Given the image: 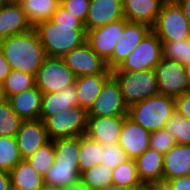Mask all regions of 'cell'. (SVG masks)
I'll return each mask as SVG.
<instances>
[{
    "label": "cell",
    "mask_w": 190,
    "mask_h": 190,
    "mask_svg": "<svg viewBox=\"0 0 190 190\" xmlns=\"http://www.w3.org/2000/svg\"><path fill=\"white\" fill-rule=\"evenodd\" d=\"M34 29L48 57L63 58L87 40L84 23L60 4L51 19L38 23Z\"/></svg>",
    "instance_id": "1"
},
{
    "label": "cell",
    "mask_w": 190,
    "mask_h": 190,
    "mask_svg": "<svg viewBox=\"0 0 190 190\" xmlns=\"http://www.w3.org/2000/svg\"><path fill=\"white\" fill-rule=\"evenodd\" d=\"M0 50L11 70L26 72L33 76H36L47 57L34 27L24 33L1 39Z\"/></svg>",
    "instance_id": "2"
},
{
    "label": "cell",
    "mask_w": 190,
    "mask_h": 190,
    "mask_svg": "<svg viewBox=\"0 0 190 190\" xmlns=\"http://www.w3.org/2000/svg\"><path fill=\"white\" fill-rule=\"evenodd\" d=\"M174 112V98L156 94L128 107L127 116L152 132L163 129Z\"/></svg>",
    "instance_id": "3"
},
{
    "label": "cell",
    "mask_w": 190,
    "mask_h": 190,
    "mask_svg": "<svg viewBox=\"0 0 190 190\" xmlns=\"http://www.w3.org/2000/svg\"><path fill=\"white\" fill-rule=\"evenodd\" d=\"M112 76L120 86L127 107L158 94V82L154 69L133 72L112 70Z\"/></svg>",
    "instance_id": "4"
},
{
    "label": "cell",
    "mask_w": 190,
    "mask_h": 190,
    "mask_svg": "<svg viewBox=\"0 0 190 190\" xmlns=\"http://www.w3.org/2000/svg\"><path fill=\"white\" fill-rule=\"evenodd\" d=\"M152 31L161 42L190 38V27L182 8L176 1L167 0L158 14Z\"/></svg>",
    "instance_id": "5"
},
{
    "label": "cell",
    "mask_w": 190,
    "mask_h": 190,
    "mask_svg": "<svg viewBox=\"0 0 190 190\" xmlns=\"http://www.w3.org/2000/svg\"><path fill=\"white\" fill-rule=\"evenodd\" d=\"M88 111L80 106L49 116L44 120L49 140L85 135Z\"/></svg>",
    "instance_id": "6"
},
{
    "label": "cell",
    "mask_w": 190,
    "mask_h": 190,
    "mask_svg": "<svg viewBox=\"0 0 190 190\" xmlns=\"http://www.w3.org/2000/svg\"><path fill=\"white\" fill-rule=\"evenodd\" d=\"M75 74L66 66L63 58L46 57L35 76V85L43 93L60 92L75 84Z\"/></svg>",
    "instance_id": "7"
},
{
    "label": "cell",
    "mask_w": 190,
    "mask_h": 190,
    "mask_svg": "<svg viewBox=\"0 0 190 190\" xmlns=\"http://www.w3.org/2000/svg\"><path fill=\"white\" fill-rule=\"evenodd\" d=\"M162 59V42L151 30L138 46L113 70L141 71L154 69Z\"/></svg>",
    "instance_id": "8"
},
{
    "label": "cell",
    "mask_w": 190,
    "mask_h": 190,
    "mask_svg": "<svg viewBox=\"0 0 190 190\" xmlns=\"http://www.w3.org/2000/svg\"><path fill=\"white\" fill-rule=\"evenodd\" d=\"M158 82V94L176 98L190 92L185 66L177 61L162 58L154 67Z\"/></svg>",
    "instance_id": "9"
},
{
    "label": "cell",
    "mask_w": 190,
    "mask_h": 190,
    "mask_svg": "<svg viewBox=\"0 0 190 190\" xmlns=\"http://www.w3.org/2000/svg\"><path fill=\"white\" fill-rule=\"evenodd\" d=\"M128 107L124 103L120 86L111 76L103 85L102 90L91 108L88 117L127 116Z\"/></svg>",
    "instance_id": "10"
},
{
    "label": "cell",
    "mask_w": 190,
    "mask_h": 190,
    "mask_svg": "<svg viewBox=\"0 0 190 190\" xmlns=\"http://www.w3.org/2000/svg\"><path fill=\"white\" fill-rule=\"evenodd\" d=\"M128 22L129 21L123 18L87 30L86 42L91 46L93 51L106 62L112 56L118 39Z\"/></svg>",
    "instance_id": "11"
},
{
    "label": "cell",
    "mask_w": 190,
    "mask_h": 190,
    "mask_svg": "<svg viewBox=\"0 0 190 190\" xmlns=\"http://www.w3.org/2000/svg\"><path fill=\"white\" fill-rule=\"evenodd\" d=\"M63 60L76 77L103 74L108 69L106 62L93 51L87 42L68 52Z\"/></svg>",
    "instance_id": "12"
},
{
    "label": "cell",
    "mask_w": 190,
    "mask_h": 190,
    "mask_svg": "<svg viewBox=\"0 0 190 190\" xmlns=\"http://www.w3.org/2000/svg\"><path fill=\"white\" fill-rule=\"evenodd\" d=\"M151 30L152 27L145 23L128 22L118 39L112 56L106 61L107 68L110 70L117 68Z\"/></svg>",
    "instance_id": "13"
},
{
    "label": "cell",
    "mask_w": 190,
    "mask_h": 190,
    "mask_svg": "<svg viewBox=\"0 0 190 190\" xmlns=\"http://www.w3.org/2000/svg\"><path fill=\"white\" fill-rule=\"evenodd\" d=\"M150 134L151 132L126 116L118 145L123 149L128 159L136 160L149 148Z\"/></svg>",
    "instance_id": "14"
},
{
    "label": "cell",
    "mask_w": 190,
    "mask_h": 190,
    "mask_svg": "<svg viewBox=\"0 0 190 190\" xmlns=\"http://www.w3.org/2000/svg\"><path fill=\"white\" fill-rule=\"evenodd\" d=\"M49 141L42 119L23 121L16 135L17 147L22 159H28Z\"/></svg>",
    "instance_id": "15"
},
{
    "label": "cell",
    "mask_w": 190,
    "mask_h": 190,
    "mask_svg": "<svg viewBox=\"0 0 190 190\" xmlns=\"http://www.w3.org/2000/svg\"><path fill=\"white\" fill-rule=\"evenodd\" d=\"M125 117H88L85 135L102 145L118 143Z\"/></svg>",
    "instance_id": "16"
},
{
    "label": "cell",
    "mask_w": 190,
    "mask_h": 190,
    "mask_svg": "<svg viewBox=\"0 0 190 190\" xmlns=\"http://www.w3.org/2000/svg\"><path fill=\"white\" fill-rule=\"evenodd\" d=\"M123 18L122 0H90L84 26L87 31Z\"/></svg>",
    "instance_id": "17"
},
{
    "label": "cell",
    "mask_w": 190,
    "mask_h": 190,
    "mask_svg": "<svg viewBox=\"0 0 190 190\" xmlns=\"http://www.w3.org/2000/svg\"><path fill=\"white\" fill-rule=\"evenodd\" d=\"M32 28L18 2H5L0 6V40Z\"/></svg>",
    "instance_id": "18"
},
{
    "label": "cell",
    "mask_w": 190,
    "mask_h": 190,
    "mask_svg": "<svg viewBox=\"0 0 190 190\" xmlns=\"http://www.w3.org/2000/svg\"><path fill=\"white\" fill-rule=\"evenodd\" d=\"M167 0H122L123 15L129 22L145 23L153 27Z\"/></svg>",
    "instance_id": "19"
},
{
    "label": "cell",
    "mask_w": 190,
    "mask_h": 190,
    "mask_svg": "<svg viewBox=\"0 0 190 190\" xmlns=\"http://www.w3.org/2000/svg\"><path fill=\"white\" fill-rule=\"evenodd\" d=\"M43 93L34 87L8 98L13 111L23 120L40 119Z\"/></svg>",
    "instance_id": "20"
},
{
    "label": "cell",
    "mask_w": 190,
    "mask_h": 190,
    "mask_svg": "<svg viewBox=\"0 0 190 190\" xmlns=\"http://www.w3.org/2000/svg\"><path fill=\"white\" fill-rule=\"evenodd\" d=\"M190 175V144H175L163 155V179Z\"/></svg>",
    "instance_id": "21"
},
{
    "label": "cell",
    "mask_w": 190,
    "mask_h": 190,
    "mask_svg": "<svg viewBox=\"0 0 190 190\" xmlns=\"http://www.w3.org/2000/svg\"><path fill=\"white\" fill-rule=\"evenodd\" d=\"M74 106H79L75 84L60 92L43 94L40 119L44 121L47 117L69 110Z\"/></svg>",
    "instance_id": "22"
},
{
    "label": "cell",
    "mask_w": 190,
    "mask_h": 190,
    "mask_svg": "<svg viewBox=\"0 0 190 190\" xmlns=\"http://www.w3.org/2000/svg\"><path fill=\"white\" fill-rule=\"evenodd\" d=\"M111 76L112 70L107 69L103 74L76 77L75 87L77 90L79 106L88 111L100 94L104 83Z\"/></svg>",
    "instance_id": "23"
},
{
    "label": "cell",
    "mask_w": 190,
    "mask_h": 190,
    "mask_svg": "<svg viewBox=\"0 0 190 190\" xmlns=\"http://www.w3.org/2000/svg\"><path fill=\"white\" fill-rule=\"evenodd\" d=\"M11 186L20 190H38L44 183L39 174L27 159H22L9 172Z\"/></svg>",
    "instance_id": "24"
},
{
    "label": "cell",
    "mask_w": 190,
    "mask_h": 190,
    "mask_svg": "<svg viewBox=\"0 0 190 190\" xmlns=\"http://www.w3.org/2000/svg\"><path fill=\"white\" fill-rule=\"evenodd\" d=\"M142 183L163 179V154L148 148L136 160Z\"/></svg>",
    "instance_id": "25"
},
{
    "label": "cell",
    "mask_w": 190,
    "mask_h": 190,
    "mask_svg": "<svg viewBox=\"0 0 190 190\" xmlns=\"http://www.w3.org/2000/svg\"><path fill=\"white\" fill-rule=\"evenodd\" d=\"M52 141L55 152L54 163L58 166L79 167L80 136Z\"/></svg>",
    "instance_id": "26"
},
{
    "label": "cell",
    "mask_w": 190,
    "mask_h": 190,
    "mask_svg": "<svg viewBox=\"0 0 190 190\" xmlns=\"http://www.w3.org/2000/svg\"><path fill=\"white\" fill-rule=\"evenodd\" d=\"M18 3L32 27L51 19L60 4L57 0H19Z\"/></svg>",
    "instance_id": "27"
},
{
    "label": "cell",
    "mask_w": 190,
    "mask_h": 190,
    "mask_svg": "<svg viewBox=\"0 0 190 190\" xmlns=\"http://www.w3.org/2000/svg\"><path fill=\"white\" fill-rule=\"evenodd\" d=\"M102 156V144L86 135L80 136L79 171L80 174L95 165H99Z\"/></svg>",
    "instance_id": "28"
},
{
    "label": "cell",
    "mask_w": 190,
    "mask_h": 190,
    "mask_svg": "<svg viewBox=\"0 0 190 190\" xmlns=\"http://www.w3.org/2000/svg\"><path fill=\"white\" fill-rule=\"evenodd\" d=\"M112 182L113 184L123 186L128 189H132L140 186L142 183L136 161L133 159H127L125 162L120 163L112 170Z\"/></svg>",
    "instance_id": "29"
},
{
    "label": "cell",
    "mask_w": 190,
    "mask_h": 190,
    "mask_svg": "<svg viewBox=\"0 0 190 190\" xmlns=\"http://www.w3.org/2000/svg\"><path fill=\"white\" fill-rule=\"evenodd\" d=\"M34 86L35 76L26 72L11 70L2 83V91L4 97L8 99L10 96L17 95Z\"/></svg>",
    "instance_id": "30"
},
{
    "label": "cell",
    "mask_w": 190,
    "mask_h": 190,
    "mask_svg": "<svg viewBox=\"0 0 190 190\" xmlns=\"http://www.w3.org/2000/svg\"><path fill=\"white\" fill-rule=\"evenodd\" d=\"M44 182L57 186H67L80 180L79 167L58 166L54 163L43 176Z\"/></svg>",
    "instance_id": "31"
},
{
    "label": "cell",
    "mask_w": 190,
    "mask_h": 190,
    "mask_svg": "<svg viewBox=\"0 0 190 190\" xmlns=\"http://www.w3.org/2000/svg\"><path fill=\"white\" fill-rule=\"evenodd\" d=\"M80 180L91 190H99L112 184V169L99 164L80 174Z\"/></svg>",
    "instance_id": "32"
},
{
    "label": "cell",
    "mask_w": 190,
    "mask_h": 190,
    "mask_svg": "<svg viewBox=\"0 0 190 190\" xmlns=\"http://www.w3.org/2000/svg\"><path fill=\"white\" fill-rule=\"evenodd\" d=\"M23 120L13 111L8 99L0 102V136L16 137Z\"/></svg>",
    "instance_id": "33"
},
{
    "label": "cell",
    "mask_w": 190,
    "mask_h": 190,
    "mask_svg": "<svg viewBox=\"0 0 190 190\" xmlns=\"http://www.w3.org/2000/svg\"><path fill=\"white\" fill-rule=\"evenodd\" d=\"M21 160L16 137L0 136V169L10 172Z\"/></svg>",
    "instance_id": "34"
},
{
    "label": "cell",
    "mask_w": 190,
    "mask_h": 190,
    "mask_svg": "<svg viewBox=\"0 0 190 190\" xmlns=\"http://www.w3.org/2000/svg\"><path fill=\"white\" fill-rule=\"evenodd\" d=\"M162 58L186 65L190 63V38L162 42Z\"/></svg>",
    "instance_id": "35"
},
{
    "label": "cell",
    "mask_w": 190,
    "mask_h": 190,
    "mask_svg": "<svg viewBox=\"0 0 190 190\" xmlns=\"http://www.w3.org/2000/svg\"><path fill=\"white\" fill-rule=\"evenodd\" d=\"M54 158L53 141L50 140L44 146L38 148L27 160L39 174L44 176L54 164Z\"/></svg>",
    "instance_id": "36"
},
{
    "label": "cell",
    "mask_w": 190,
    "mask_h": 190,
    "mask_svg": "<svg viewBox=\"0 0 190 190\" xmlns=\"http://www.w3.org/2000/svg\"><path fill=\"white\" fill-rule=\"evenodd\" d=\"M176 139V144H190V120L176 111L164 127Z\"/></svg>",
    "instance_id": "37"
},
{
    "label": "cell",
    "mask_w": 190,
    "mask_h": 190,
    "mask_svg": "<svg viewBox=\"0 0 190 190\" xmlns=\"http://www.w3.org/2000/svg\"><path fill=\"white\" fill-rule=\"evenodd\" d=\"M100 164L114 169L120 163L125 162L128 157L118 143L102 145V156Z\"/></svg>",
    "instance_id": "38"
},
{
    "label": "cell",
    "mask_w": 190,
    "mask_h": 190,
    "mask_svg": "<svg viewBox=\"0 0 190 190\" xmlns=\"http://www.w3.org/2000/svg\"><path fill=\"white\" fill-rule=\"evenodd\" d=\"M176 144V139L165 128L152 131L150 134L149 148L162 153L168 152Z\"/></svg>",
    "instance_id": "39"
},
{
    "label": "cell",
    "mask_w": 190,
    "mask_h": 190,
    "mask_svg": "<svg viewBox=\"0 0 190 190\" xmlns=\"http://www.w3.org/2000/svg\"><path fill=\"white\" fill-rule=\"evenodd\" d=\"M60 5L85 23L90 7V0H65Z\"/></svg>",
    "instance_id": "40"
},
{
    "label": "cell",
    "mask_w": 190,
    "mask_h": 190,
    "mask_svg": "<svg viewBox=\"0 0 190 190\" xmlns=\"http://www.w3.org/2000/svg\"><path fill=\"white\" fill-rule=\"evenodd\" d=\"M174 101L175 111L190 120V92L177 96Z\"/></svg>",
    "instance_id": "41"
},
{
    "label": "cell",
    "mask_w": 190,
    "mask_h": 190,
    "mask_svg": "<svg viewBox=\"0 0 190 190\" xmlns=\"http://www.w3.org/2000/svg\"><path fill=\"white\" fill-rule=\"evenodd\" d=\"M173 190H190V175L168 180Z\"/></svg>",
    "instance_id": "42"
},
{
    "label": "cell",
    "mask_w": 190,
    "mask_h": 190,
    "mask_svg": "<svg viewBox=\"0 0 190 190\" xmlns=\"http://www.w3.org/2000/svg\"><path fill=\"white\" fill-rule=\"evenodd\" d=\"M149 190H173L168 180H156L145 183Z\"/></svg>",
    "instance_id": "43"
},
{
    "label": "cell",
    "mask_w": 190,
    "mask_h": 190,
    "mask_svg": "<svg viewBox=\"0 0 190 190\" xmlns=\"http://www.w3.org/2000/svg\"><path fill=\"white\" fill-rule=\"evenodd\" d=\"M11 68L4 57V54L0 50V83L2 84L5 80V78L10 74Z\"/></svg>",
    "instance_id": "44"
},
{
    "label": "cell",
    "mask_w": 190,
    "mask_h": 190,
    "mask_svg": "<svg viewBox=\"0 0 190 190\" xmlns=\"http://www.w3.org/2000/svg\"><path fill=\"white\" fill-rule=\"evenodd\" d=\"M10 186L11 182L9 172L0 169V190H8Z\"/></svg>",
    "instance_id": "45"
},
{
    "label": "cell",
    "mask_w": 190,
    "mask_h": 190,
    "mask_svg": "<svg viewBox=\"0 0 190 190\" xmlns=\"http://www.w3.org/2000/svg\"><path fill=\"white\" fill-rule=\"evenodd\" d=\"M176 2L182 8L185 18L190 27V0H176Z\"/></svg>",
    "instance_id": "46"
},
{
    "label": "cell",
    "mask_w": 190,
    "mask_h": 190,
    "mask_svg": "<svg viewBox=\"0 0 190 190\" xmlns=\"http://www.w3.org/2000/svg\"><path fill=\"white\" fill-rule=\"evenodd\" d=\"M64 190H91L81 180L76 183L64 186Z\"/></svg>",
    "instance_id": "47"
},
{
    "label": "cell",
    "mask_w": 190,
    "mask_h": 190,
    "mask_svg": "<svg viewBox=\"0 0 190 190\" xmlns=\"http://www.w3.org/2000/svg\"><path fill=\"white\" fill-rule=\"evenodd\" d=\"M38 190H64V187L44 182Z\"/></svg>",
    "instance_id": "48"
},
{
    "label": "cell",
    "mask_w": 190,
    "mask_h": 190,
    "mask_svg": "<svg viewBox=\"0 0 190 190\" xmlns=\"http://www.w3.org/2000/svg\"><path fill=\"white\" fill-rule=\"evenodd\" d=\"M99 190H131V189H128V188H125L123 186H120V185H116V184H109Z\"/></svg>",
    "instance_id": "49"
},
{
    "label": "cell",
    "mask_w": 190,
    "mask_h": 190,
    "mask_svg": "<svg viewBox=\"0 0 190 190\" xmlns=\"http://www.w3.org/2000/svg\"><path fill=\"white\" fill-rule=\"evenodd\" d=\"M185 66V72H186V77H187V81L189 83L190 86V63L184 65Z\"/></svg>",
    "instance_id": "50"
},
{
    "label": "cell",
    "mask_w": 190,
    "mask_h": 190,
    "mask_svg": "<svg viewBox=\"0 0 190 190\" xmlns=\"http://www.w3.org/2000/svg\"><path fill=\"white\" fill-rule=\"evenodd\" d=\"M131 190H149V187L145 183H143L138 187L132 188Z\"/></svg>",
    "instance_id": "51"
},
{
    "label": "cell",
    "mask_w": 190,
    "mask_h": 190,
    "mask_svg": "<svg viewBox=\"0 0 190 190\" xmlns=\"http://www.w3.org/2000/svg\"><path fill=\"white\" fill-rule=\"evenodd\" d=\"M4 99H5V97H4L3 91H2V84L0 83V102H1L2 100H4Z\"/></svg>",
    "instance_id": "52"
},
{
    "label": "cell",
    "mask_w": 190,
    "mask_h": 190,
    "mask_svg": "<svg viewBox=\"0 0 190 190\" xmlns=\"http://www.w3.org/2000/svg\"><path fill=\"white\" fill-rule=\"evenodd\" d=\"M8 190H20V189H17V188H15L13 186H10V188Z\"/></svg>",
    "instance_id": "53"
},
{
    "label": "cell",
    "mask_w": 190,
    "mask_h": 190,
    "mask_svg": "<svg viewBox=\"0 0 190 190\" xmlns=\"http://www.w3.org/2000/svg\"><path fill=\"white\" fill-rule=\"evenodd\" d=\"M6 2H18L19 0H5Z\"/></svg>",
    "instance_id": "54"
},
{
    "label": "cell",
    "mask_w": 190,
    "mask_h": 190,
    "mask_svg": "<svg viewBox=\"0 0 190 190\" xmlns=\"http://www.w3.org/2000/svg\"><path fill=\"white\" fill-rule=\"evenodd\" d=\"M5 2V0H0V6H2Z\"/></svg>",
    "instance_id": "55"
}]
</instances>
